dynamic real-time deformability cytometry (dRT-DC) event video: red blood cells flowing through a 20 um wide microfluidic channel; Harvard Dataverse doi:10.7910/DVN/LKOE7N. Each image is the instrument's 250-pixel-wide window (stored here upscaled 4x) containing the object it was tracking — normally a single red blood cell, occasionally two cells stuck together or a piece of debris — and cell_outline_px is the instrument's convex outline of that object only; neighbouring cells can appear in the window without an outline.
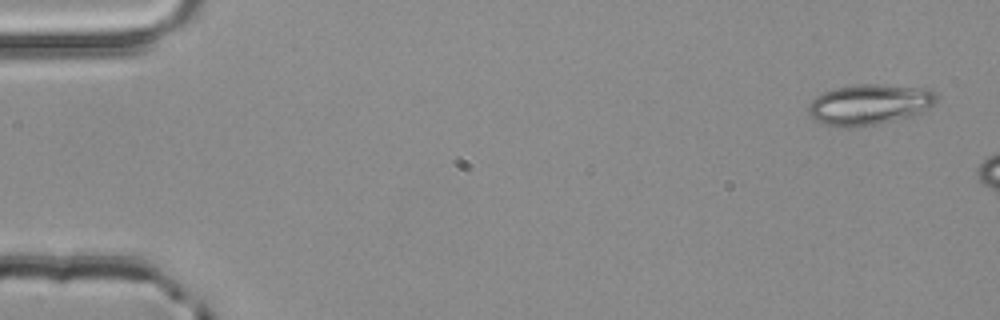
{"species": "common noctule bat (a hibernating species)", "species_latin": "Nyctalus noctula", "temperature_condition": "room temperature", "stored_images_in_passage": 3, "camera_frame_rate_fps": 3000, "um_per_image_px": 0.085, "animal": {"sex": "male", "body_mass_g": 20.4}, "frame": {"image": 1, "passage_image": 1, "time_ms": 0.0, "image_size_px": [1000, 320], "cell_outline_px": [[940, 96], [936, 104], [924, 112], [912, 116], [880, 124], [852, 128], [840, 128], [824, 124], [816, 120], [808, 112], [808, 104], [816, 96], [824, 92], [836, 88], [856, 84], [880, 84], [932, 88]], "centroid_in_image_um": [73.98, 8.88], "position_along_channel_um": 11.0, "area_um2": 31.15}}